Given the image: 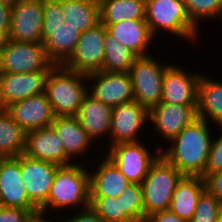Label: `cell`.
I'll return each instance as SVG.
<instances>
[{"instance_id":"6da1fadb","label":"cell","mask_w":222,"mask_h":222,"mask_svg":"<svg viewBox=\"0 0 222 222\" xmlns=\"http://www.w3.org/2000/svg\"><path fill=\"white\" fill-rule=\"evenodd\" d=\"M208 123L204 119H195L168 142L166 150L160 149V155L183 176H201L204 179L208 154L214 139L209 127L211 123Z\"/></svg>"},{"instance_id":"7a4b0ae2","label":"cell","mask_w":222,"mask_h":222,"mask_svg":"<svg viewBox=\"0 0 222 222\" xmlns=\"http://www.w3.org/2000/svg\"><path fill=\"white\" fill-rule=\"evenodd\" d=\"M83 163L60 166L54 177L47 201L39 208V213L48 214L54 210L66 211L72 207L76 211L90 206L89 170ZM76 207V209H75Z\"/></svg>"},{"instance_id":"3957f363","label":"cell","mask_w":222,"mask_h":222,"mask_svg":"<svg viewBox=\"0 0 222 222\" xmlns=\"http://www.w3.org/2000/svg\"><path fill=\"white\" fill-rule=\"evenodd\" d=\"M87 75L53 65L45 80L44 93L54 116H76L87 94Z\"/></svg>"},{"instance_id":"277c9868","label":"cell","mask_w":222,"mask_h":222,"mask_svg":"<svg viewBox=\"0 0 222 222\" xmlns=\"http://www.w3.org/2000/svg\"><path fill=\"white\" fill-rule=\"evenodd\" d=\"M145 21L154 38L159 31L185 40L199 38V28L190 21L183 0H145Z\"/></svg>"},{"instance_id":"5b68a950","label":"cell","mask_w":222,"mask_h":222,"mask_svg":"<svg viewBox=\"0 0 222 222\" xmlns=\"http://www.w3.org/2000/svg\"><path fill=\"white\" fill-rule=\"evenodd\" d=\"M182 177L161 155L157 158L141 183L145 220L155 212L169 209L176 185Z\"/></svg>"},{"instance_id":"8992f818","label":"cell","mask_w":222,"mask_h":222,"mask_svg":"<svg viewBox=\"0 0 222 222\" xmlns=\"http://www.w3.org/2000/svg\"><path fill=\"white\" fill-rule=\"evenodd\" d=\"M170 65L151 55L137 57L129 70L134 100L148 111L158 105L162 98L165 69Z\"/></svg>"},{"instance_id":"52a82bcc","label":"cell","mask_w":222,"mask_h":222,"mask_svg":"<svg viewBox=\"0 0 222 222\" xmlns=\"http://www.w3.org/2000/svg\"><path fill=\"white\" fill-rule=\"evenodd\" d=\"M157 149V153H151L142 141L118 143L108 147L103 155L111 160L131 183L141 184L151 165L160 156L161 147Z\"/></svg>"},{"instance_id":"ba28073f","label":"cell","mask_w":222,"mask_h":222,"mask_svg":"<svg viewBox=\"0 0 222 222\" xmlns=\"http://www.w3.org/2000/svg\"><path fill=\"white\" fill-rule=\"evenodd\" d=\"M53 65L42 43L10 40L0 53V73L49 72Z\"/></svg>"},{"instance_id":"9c48e42d","label":"cell","mask_w":222,"mask_h":222,"mask_svg":"<svg viewBox=\"0 0 222 222\" xmlns=\"http://www.w3.org/2000/svg\"><path fill=\"white\" fill-rule=\"evenodd\" d=\"M106 32V26L100 22L81 33L75 50L62 65L84 75L101 71Z\"/></svg>"},{"instance_id":"30bf717a","label":"cell","mask_w":222,"mask_h":222,"mask_svg":"<svg viewBox=\"0 0 222 222\" xmlns=\"http://www.w3.org/2000/svg\"><path fill=\"white\" fill-rule=\"evenodd\" d=\"M148 118L149 111L136 100L113 107L108 146L138 142L139 133H143L141 129L147 126Z\"/></svg>"},{"instance_id":"8fae6325","label":"cell","mask_w":222,"mask_h":222,"mask_svg":"<svg viewBox=\"0 0 222 222\" xmlns=\"http://www.w3.org/2000/svg\"><path fill=\"white\" fill-rule=\"evenodd\" d=\"M87 82V93L112 108L134 100L129 73L99 71L87 75Z\"/></svg>"},{"instance_id":"7c38bea8","label":"cell","mask_w":222,"mask_h":222,"mask_svg":"<svg viewBox=\"0 0 222 222\" xmlns=\"http://www.w3.org/2000/svg\"><path fill=\"white\" fill-rule=\"evenodd\" d=\"M0 205L29 209L34 215L39 209L28 199L21 175V154L0 158Z\"/></svg>"},{"instance_id":"4fadbf2b","label":"cell","mask_w":222,"mask_h":222,"mask_svg":"<svg viewBox=\"0 0 222 222\" xmlns=\"http://www.w3.org/2000/svg\"><path fill=\"white\" fill-rule=\"evenodd\" d=\"M43 0H20L11 8L10 40L41 43Z\"/></svg>"},{"instance_id":"5bb4252c","label":"cell","mask_w":222,"mask_h":222,"mask_svg":"<svg viewBox=\"0 0 222 222\" xmlns=\"http://www.w3.org/2000/svg\"><path fill=\"white\" fill-rule=\"evenodd\" d=\"M201 73L170 64L164 72L160 102L197 106L198 82Z\"/></svg>"},{"instance_id":"9a60e30c","label":"cell","mask_w":222,"mask_h":222,"mask_svg":"<svg viewBox=\"0 0 222 222\" xmlns=\"http://www.w3.org/2000/svg\"><path fill=\"white\" fill-rule=\"evenodd\" d=\"M60 166L21 154V175L28 199L39 209L48 198Z\"/></svg>"},{"instance_id":"2e32d148","label":"cell","mask_w":222,"mask_h":222,"mask_svg":"<svg viewBox=\"0 0 222 222\" xmlns=\"http://www.w3.org/2000/svg\"><path fill=\"white\" fill-rule=\"evenodd\" d=\"M197 118V106L160 102L149 110L148 121H151L158 136L168 143Z\"/></svg>"},{"instance_id":"e0dca14e","label":"cell","mask_w":222,"mask_h":222,"mask_svg":"<svg viewBox=\"0 0 222 222\" xmlns=\"http://www.w3.org/2000/svg\"><path fill=\"white\" fill-rule=\"evenodd\" d=\"M24 154L31 159L50 162L58 166L76 162L66 154L60 138L51 126L26 132Z\"/></svg>"},{"instance_id":"ac0fdd59","label":"cell","mask_w":222,"mask_h":222,"mask_svg":"<svg viewBox=\"0 0 222 222\" xmlns=\"http://www.w3.org/2000/svg\"><path fill=\"white\" fill-rule=\"evenodd\" d=\"M48 72L0 73V108L43 94Z\"/></svg>"},{"instance_id":"d6986e66","label":"cell","mask_w":222,"mask_h":222,"mask_svg":"<svg viewBox=\"0 0 222 222\" xmlns=\"http://www.w3.org/2000/svg\"><path fill=\"white\" fill-rule=\"evenodd\" d=\"M5 109L25 132L49 127L55 117L45 93L16 101Z\"/></svg>"},{"instance_id":"ffe728a7","label":"cell","mask_w":222,"mask_h":222,"mask_svg":"<svg viewBox=\"0 0 222 222\" xmlns=\"http://www.w3.org/2000/svg\"><path fill=\"white\" fill-rule=\"evenodd\" d=\"M107 33L125 45L137 57L151 55L147 50L154 38L145 20H124L116 24H104Z\"/></svg>"},{"instance_id":"44dd1931","label":"cell","mask_w":222,"mask_h":222,"mask_svg":"<svg viewBox=\"0 0 222 222\" xmlns=\"http://www.w3.org/2000/svg\"><path fill=\"white\" fill-rule=\"evenodd\" d=\"M81 32L70 25L42 27L41 43L47 58L54 65H62L73 53Z\"/></svg>"},{"instance_id":"7402d4cb","label":"cell","mask_w":222,"mask_h":222,"mask_svg":"<svg viewBox=\"0 0 222 222\" xmlns=\"http://www.w3.org/2000/svg\"><path fill=\"white\" fill-rule=\"evenodd\" d=\"M113 108L99 100L94 99L88 93L83 97L81 106L76 115L80 125L87 135L93 140L109 138L110 123Z\"/></svg>"},{"instance_id":"603a6c76","label":"cell","mask_w":222,"mask_h":222,"mask_svg":"<svg viewBox=\"0 0 222 222\" xmlns=\"http://www.w3.org/2000/svg\"><path fill=\"white\" fill-rule=\"evenodd\" d=\"M96 170H89L90 197L117 198L131 183L105 155Z\"/></svg>"},{"instance_id":"cb8c5ba5","label":"cell","mask_w":222,"mask_h":222,"mask_svg":"<svg viewBox=\"0 0 222 222\" xmlns=\"http://www.w3.org/2000/svg\"><path fill=\"white\" fill-rule=\"evenodd\" d=\"M60 138L66 154L74 159L89 152L93 140L87 135L76 116H56L50 125ZM75 157V158H74Z\"/></svg>"},{"instance_id":"d4e9b609","label":"cell","mask_w":222,"mask_h":222,"mask_svg":"<svg viewBox=\"0 0 222 222\" xmlns=\"http://www.w3.org/2000/svg\"><path fill=\"white\" fill-rule=\"evenodd\" d=\"M205 75L198 82L197 117L222 127V81Z\"/></svg>"},{"instance_id":"484cf974","label":"cell","mask_w":222,"mask_h":222,"mask_svg":"<svg viewBox=\"0 0 222 222\" xmlns=\"http://www.w3.org/2000/svg\"><path fill=\"white\" fill-rule=\"evenodd\" d=\"M205 189V180L201 176H183L176 185L169 210L188 222L194 215L198 198Z\"/></svg>"},{"instance_id":"4316f807","label":"cell","mask_w":222,"mask_h":222,"mask_svg":"<svg viewBox=\"0 0 222 222\" xmlns=\"http://www.w3.org/2000/svg\"><path fill=\"white\" fill-rule=\"evenodd\" d=\"M66 25L83 33L100 23L99 0H58Z\"/></svg>"},{"instance_id":"83f0119b","label":"cell","mask_w":222,"mask_h":222,"mask_svg":"<svg viewBox=\"0 0 222 222\" xmlns=\"http://www.w3.org/2000/svg\"><path fill=\"white\" fill-rule=\"evenodd\" d=\"M99 5L102 24L145 20V0H99Z\"/></svg>"},{"instance_id":"f1b7e54d","label":"cell","mask_w":222,"mask_h":222,"mask_svg":"<svg viewBox=\"0 0 222 222\" xmlns=\"http://www.w3.org/2000/svg\"><path fill=\"white\" fill-rule=\"evenodd\" d=\"M25 146L26 132L5 108H0V158L24 154Z\"/></svg>"},{"instance_id":"f546056e","label":"cell","mask_w":222,"mask_h":222,"mask_svg":"<svg viewBox=\"0 0 222 222\" xmlns=\"http://www.w3.org/2000/svg\"><path fill=\"white\" fill-rule=\"evenodd\" d=\"M136 58L137 56L125 45L106 32L101 71L128 73Z\"/></svg>"},{"instance_id":"4dcf8cb0","label":"cell","mask_w":222,"mask_h":222,"mask_svg":"<svg viewBox=\"0 0 222 222\" xmlns=\"http://www.w3.org/2000/svg\"><path fill=\"white\" fill-rule=\"evenodd\" d=\"M183 2L190 21L197 28L205 19L209 21L222 18V0H183Z\"/></svg>"},{"instance_id":"1f68e13d","label":"cell","mask_w":222,"mask_h":222,"mask_svg":"<svg viewBox=\"0 0 222 222\" xmlns=\"http://www.w3.org/2000/svg\"><path fill=\"white\" fill-rule=\"evenodd\" d=\"M117 198L120 199L122 211H125L134 222L145 220L141 184L130 183Z\"/></svg>"},{"instance_id":"d6a6232c","label":"cell","mask_w":222,"mask_h":222,"mask_svg":"<svg viewBox=\"0 0 222 222\" xmlns=\"http://www.w3.org/2000/svg\"><path fill=\"white\" fill-rule=\"evenodd\" d=\"M90 207L106 222H134L125 211H122L118 198L90 197Z\"/></svg>"},{"instance_id":"836d02e7","label":"cell","mask_w":222,"mask_h":222,"mask_svg":"<svg viewBox=\"0 0 222 222\" xmlns=\"http://www.w3.org/2000/svg\"><path fill=\"white\" fill-rule=\"evenodd\" d=\"M222 203L207 189L198 198L194 215L188 222H216Z\"/></svg>"},{"instance_id":"e575fe53","label":"cell","mask_w":222,"mask_h":222,"mask_svg":"<svg viewBox=\"0 0 222 222\" xmlns=\"http://www.w3.org/2000/svg\"><path fill=\"white\" fill-rule=\"evenodd\" d=\"M220 133L211 142L210 152L205 167L204 179L214 172L222 171V127H219Z\"/></svg>"},{"instance_id":"d590c367","label":"cell","mask_w":222,"mask_h":222,"mask_svg":"<svg viewBox=\"0 0 222 222\" xmlns=\"http://www.w3.org/2000/svg\"><path fill=\"white\" fill-rule=\"evenodd\" d=\"M43 17L42 27H56L65 24L61 3L58 0H43Z\"/></svg>"},{"instance_id":"8d00e7d4","label":"cell","mask_w":222,"mask_h":222,"mask_svg":"<svg viewBox=\"0 0 222 222\" xmlns=\"http://www.w3.org/2000/svg\"><path fill=\"white\" fill-rule=\"evenodd\" d=\"M34 214L29 209L4 207L0 205V222H30Z\"/></svg>"},{"instance_id":"74e56055","label":"cell","mask_w":222,"mask_h":222,"mask_svg":"<svg viewBox=\"0 0 222 222\" xmlns=\"http://www.w3.org/2000/svg\"><path fill=\"white\" fill-rule=\"evenodd\" d=\"M11 7L0 2V53L10 42Z\"/></svg>"},{"instance_id":"f35d334b","label":"cell","mask_w":222,"mask_h":222,"mask_svg":"<svg viewBox=\"0 0 222 222\" xmlns=\"http://www.w3.org/2000/svg\"><path fill=\"white\" fill-rule=\"evenodd\" d=\"M78 211L64 219V222H106L90 206Z\"/></svg>"},{"instance_id":"ab89813d","label":"cell","mask_w":222,"mask_h":222,"mask_svg":"<svg viewBox=\"0 0 222 222\" xmlns=\"http://www.w3.org/2000/svg\"><path fill=\"white\" fill-rule=\"evenodd\" d=\"M204 180L206 189L222 203V171L209 174Z\"/></svg>"},{"instance_id":"60d3db41","label":"cell","mask_w":222,"mask_h":222,"mask_svg":"<svg viewBox=\"0 0 222 222\" xmlns=\"http://www.w3.org/2000/svg\"><path fill=\"white\" fill-rule=\"evenodd\" d=\"M146 220L148 222H187L184 219L179 218L169 209L155 212L149 215Z\"/></svg>"},{"instance_id":"b9f144b4","label":"cell","mask_w":222,"mask_h":222,"mask_svg":"<svg viewBox=\"0 0 222 222\" xmlns=\"http://www.w3.org/2000/svg\"><path fill=\"white\" fill-rule=\"evenodd\" d=\"M48 216L42 213H37L34 215V217L30 220V222H54L52 220L47 219ZM56 222V221H55ZM60 222H64V220H61Z\"/></svg>"},{"instance_id":"7bdbcfd3","label":"cell","mask_w":222,"mask_h":222,"mask_svg":"<svg viewBox=\"0 0 222 222\" xmlns=\"http://www.w3.org/2000/svg\"><path fill=\"white\" fill-rule=\"evenodd\" d=\"M20 0H0L1 3L8 5L9 7H14Z\"/></svg>"},{"instance_id":"ee69618b","label":"cell","mask_w":222,"mask_h":222,"mask_svg":"<svg viewBox=\"0 0 222 222\" xmlns=\"http://www.w3.org/2000/svg\"><path fill=\"white\" fill-rule=\"evenodd\" d=\"M216 222H222V210L220 211V213L217 216Z\"/></svg>"}]
</instances>
